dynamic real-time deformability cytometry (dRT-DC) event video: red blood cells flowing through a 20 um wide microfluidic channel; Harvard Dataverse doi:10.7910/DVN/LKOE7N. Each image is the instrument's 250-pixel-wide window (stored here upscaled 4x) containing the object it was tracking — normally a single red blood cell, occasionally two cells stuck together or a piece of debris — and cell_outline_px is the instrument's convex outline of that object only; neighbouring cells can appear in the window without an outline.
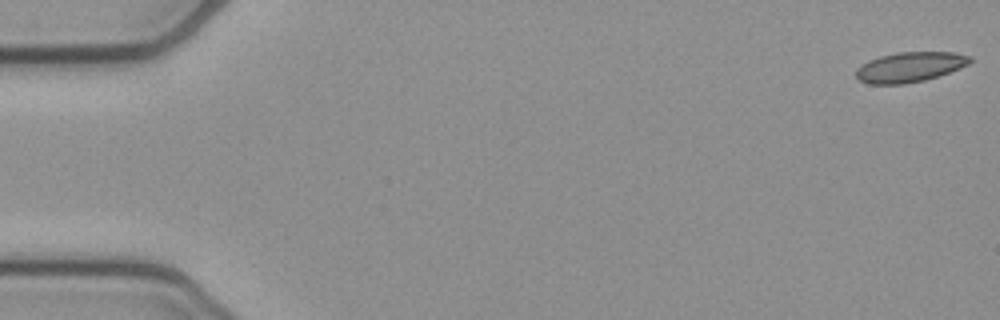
{"species": "common noctule bat (a hibernating species)", "species_latin": "Nyctalus noctula", "temperature_condition": "cold", "stored_images_in_passage": 54, "camera_frame_rate_fps": 3000, "um_per_image_px": 0.085, "animal": {"sex": "female", "body_mass_g": 21.9}, "frame": {"image": 1, "passage_image": 1, "time_ms": 0.0, "image_size_px": [1000, 320], "cell_outline_px": [[972, 60], [968, 64], [960, 68], [924, 80], [904, 84], [868, 84], [860, 80], [856, 76], [856, 68], [868, 60], [880, 56], [896, 52], [952, 52], [972, 56]], "centroid_in_image_um": [77.32, 5.69], "position_along_channel_um": 7.7, "area_um2": 19.88}}
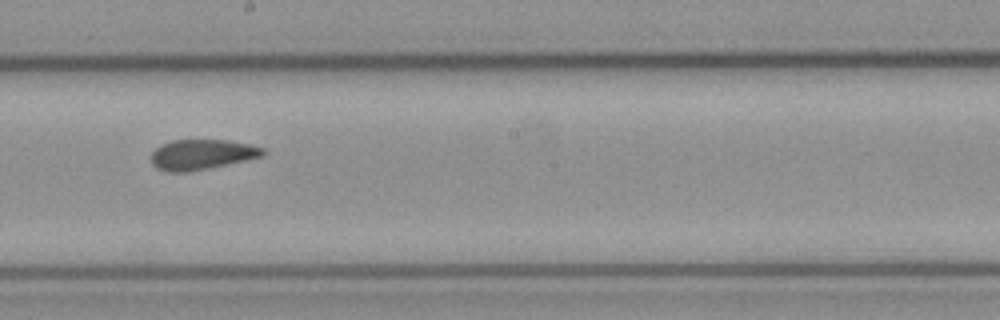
{"frame": {"image": 2, "passage_image": 30, "time_ms": 9.667, "image_size_px": [1000, 320], "cell_outline_px": [[264, 156], [208, 168], [188, 172], [168, 172], [156, 168], [152, 164], [152, 152], [156, 148], [172, 140], [228, 140], [248, 144], [264, 148]], "centroid_in_image_um": [17.14, 13.14], "position_along_channel_um": 231.1, "area_um2": 19.48}}
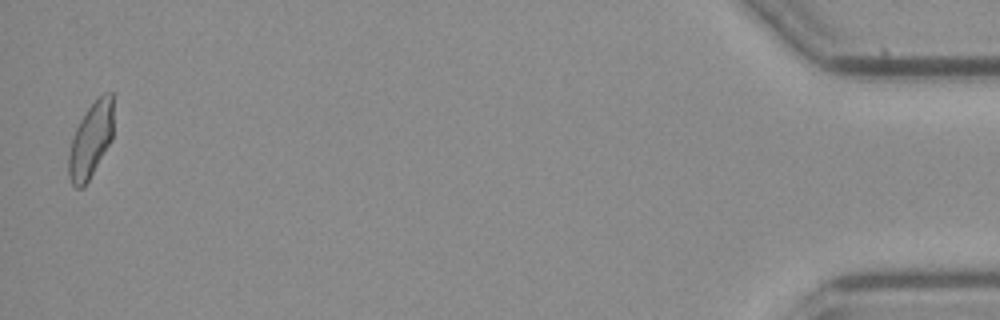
{"frame": {"image": 3, "passage_image": 53, "time_ms": 17.333, "image_size_px": [1000, 320], "cell_outline_px": [[112, 140], [84, 188], [76, 188], [72, 184], [68, 176], [68, 156], [72, 140], [76, 128], [80, 120], [88, 108], [104, 92], [112, 92]], "centroid_in_image_um": [7.7, 11.95], "position_along_channel_um": 427.5, "area_um2": 19.42}, "authors_computed_cell_mechanics": {"area_um2": 20.2011, "velocity_mm_per_s": 3.8146, "shape_relaxation_time_tau1_ms": 10.7864, "shape_relaxation_time_tau2_ms": 1.4547, "deformation_change_tau1": 0.1864, "deformation_change_tau2": 0.0814}}